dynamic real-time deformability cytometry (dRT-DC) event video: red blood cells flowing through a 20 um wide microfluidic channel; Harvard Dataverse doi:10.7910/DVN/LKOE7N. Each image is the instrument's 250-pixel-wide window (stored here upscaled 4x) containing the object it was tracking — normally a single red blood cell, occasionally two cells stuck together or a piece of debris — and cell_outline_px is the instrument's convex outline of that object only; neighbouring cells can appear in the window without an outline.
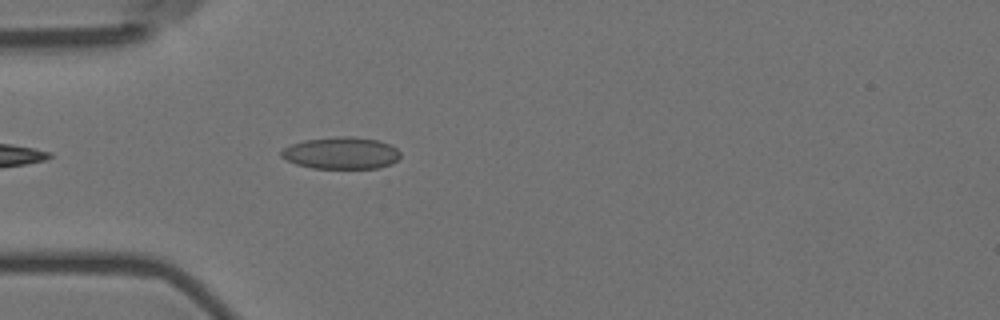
{"species": "Egyptian fruit bat (a non-hibernating species)", "species_latin": "Rousettus aegyptiacus", "temperature_condition": "room temperature", "stored_images_in_passage": 28, "camera_frame_rate_fps": 3000, "um_per_image_px": 0.085, "animal": {"sex": "female"}, "frame": {"image": 1, "passage_image": 4, "time_ms": 1.0, "image_size_px": [1000, 320], "cell_outline_px": [[400, 156], [392, 164], [376, 168], [312, 168], [296, 164], [280, 156], [280, 152], [284, 148], [292, 144], [304, 140], [340, 136], [352, 136], [376, 140], [388, 144], [396, 148], [400, 152]], "centroid_in_image_um": [28.99, 13.01], "position_along_channel_um": 56.0, "area_um2": 22.02}}
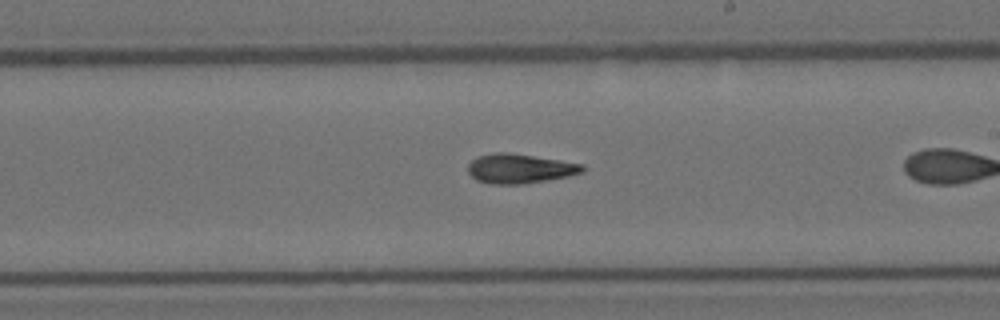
{"frame": {"image": 2, "passage_image": 17, "time_ms": 5.333, "image_size_px": [1000, 320], "cell_outline_px": [[584, 172], [568, 176], [520, 184], [488, 184], [476, 180], [468, 172], [468, 164], [476, 156], [492, 152], [508, 152], [560, 160], [584, 164]], "centroid_in_image_um": [44.14, 14.32], "position_along_channel_um": 244.9, "area_um2": 19.71}}
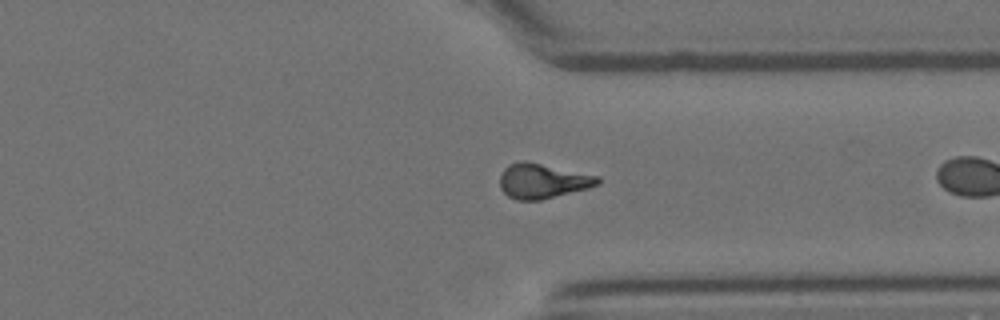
{"frame": {"image": 3, "passage_image": 27, "time_ms": 8.667, "image_size_px": [1000, 320], "cell_outline_px": [[600, 184], [588, 188], [540, 200], [516, 200], [508, 196], [500, 188], [500, 176], [504, 168], [508, 164], [520, 160], [524, 160], [600, 176]], "centroid_in_image_um": [46.11, 15.37], "position_along_channel_um": 365.3, "area_um2": 19.94}}